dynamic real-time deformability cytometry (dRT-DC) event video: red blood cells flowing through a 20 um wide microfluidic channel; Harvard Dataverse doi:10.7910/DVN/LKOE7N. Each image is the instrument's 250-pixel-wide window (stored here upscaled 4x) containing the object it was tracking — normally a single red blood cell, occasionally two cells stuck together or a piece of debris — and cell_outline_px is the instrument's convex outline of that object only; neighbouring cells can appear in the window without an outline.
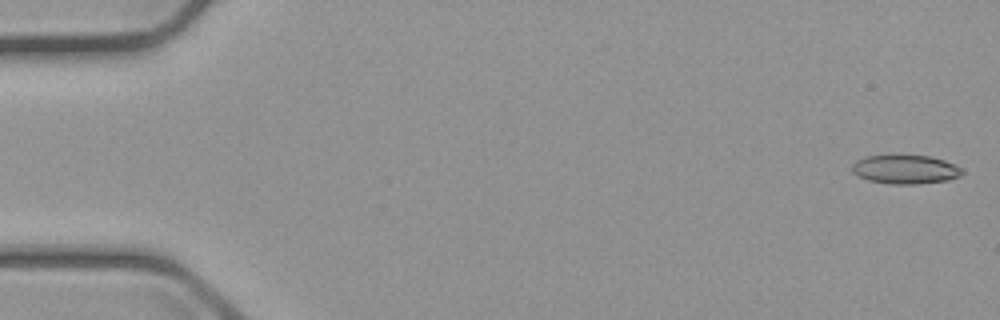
{"species": "common noctule bat (a hibernating species)", "species_latin": "Nyctalus noctula", "temperature_condition": "cold", "stored_images_in_passage": 4, "camera_frame_rate_fps": 3000, "um_per_image_px": 0.085, "animal": {"sex": "male", "body_mass_g": 23.1, "forearm_length_mm": 52.7}, "frame": {"image": 1, "passage_image": 1, "time_ms": 0.0, "image_size_px": [1000, 320], "cell_outline_px": [[964, 172], [960, 176], [948, 180], [916, 184], [892, 184], [868, 180], [856, 176], [852, 172], [852, 164], [856, 160], [864, 156], [900, 152], [928, 156], [944, 160], [956, 164], [964, 168]], "centroid_in_image_um": [76.93, 14.35], "position_along_channel_um": 8.1, "area_um2": 19.54}}